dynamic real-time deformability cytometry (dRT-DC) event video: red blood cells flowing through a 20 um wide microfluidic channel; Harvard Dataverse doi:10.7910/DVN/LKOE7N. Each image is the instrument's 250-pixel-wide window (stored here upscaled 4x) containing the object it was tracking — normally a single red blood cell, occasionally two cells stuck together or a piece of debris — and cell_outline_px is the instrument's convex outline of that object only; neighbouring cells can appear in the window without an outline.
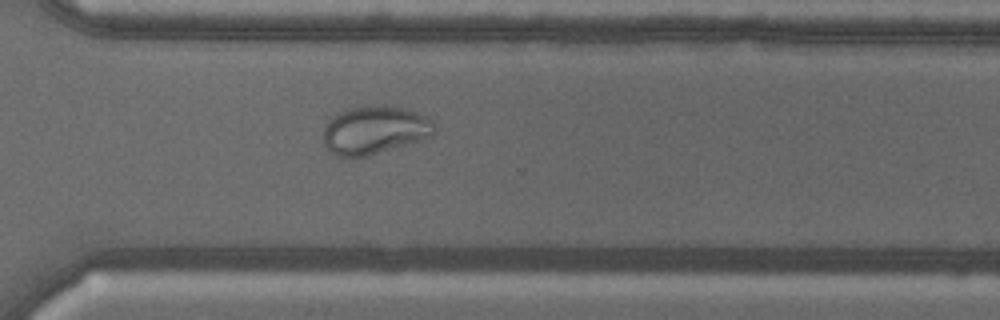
{"species": "common noctule bat (a hibernating species)", "species_latin": "Nyctalus noctula", "temperature_condition": "warm", "stored_images_in_passage": 55, "camera_frame_rate_fps": 3000, "um_per_image_px": 0.085, "animal": {"sex": "male", "body_mass_g": 18.8}, "frame": {"image": 1, "passage_image": 40, "time_ms": 13.0, "image_size_px": [1000, 320], "cell_outline_px": [[436, 132], [432, 136], [420, 140], [368, 156], [336, 156], [328, 152], [324, 144], [324, 124], [332, 116], [344, 108], [372, 104], [404, 108], [428, 116], [436, 128]], "centroid_in_image_um": [31.81, 11.03], "position_along_channel_um": 338.8, "area_um2": 31.62}}